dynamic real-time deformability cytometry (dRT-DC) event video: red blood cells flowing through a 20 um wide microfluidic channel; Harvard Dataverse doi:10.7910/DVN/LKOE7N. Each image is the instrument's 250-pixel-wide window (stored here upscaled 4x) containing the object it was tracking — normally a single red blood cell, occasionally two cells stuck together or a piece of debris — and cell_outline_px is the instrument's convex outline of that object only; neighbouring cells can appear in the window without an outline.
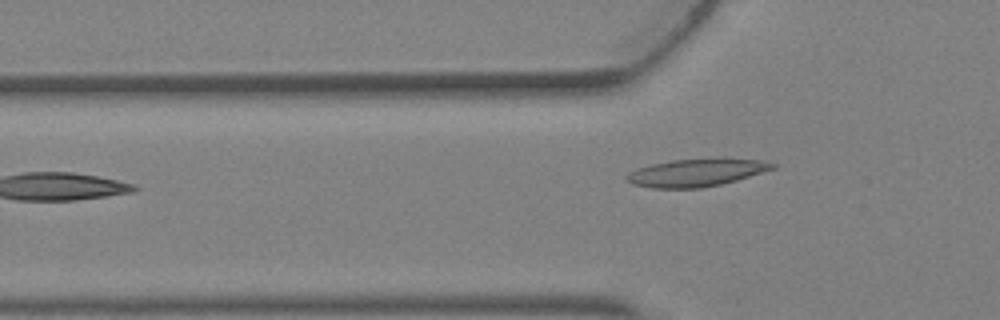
{"species": "Egyptian fruit bat (a non-hibernating species)", "species_latin": "Rousettus aegyptiacus", "temperature_condition": "warm", "stored_images_in_passage": 2, "camera_frame_rate_fps": 3000, "um_per_image_px": 0.085, "animal": {"sex": "female"}, "frame": {"image": 1, "passage_image": 2, "time_ms": 0.333, "image_size_px": [1000, 320], "cell_outline_px": [[776, 168], [736, 180], [720, 184], [700, 188], [652, 188], [632, 184], [624, 176], [628, 172], [636, 168], [652, 164], [672, 160], [760, 160], [776, 164]], "centroid_in_image_um": [59.1, 14.7], "position_along_channel_um": 66.7, "area_um2": 22.77}}